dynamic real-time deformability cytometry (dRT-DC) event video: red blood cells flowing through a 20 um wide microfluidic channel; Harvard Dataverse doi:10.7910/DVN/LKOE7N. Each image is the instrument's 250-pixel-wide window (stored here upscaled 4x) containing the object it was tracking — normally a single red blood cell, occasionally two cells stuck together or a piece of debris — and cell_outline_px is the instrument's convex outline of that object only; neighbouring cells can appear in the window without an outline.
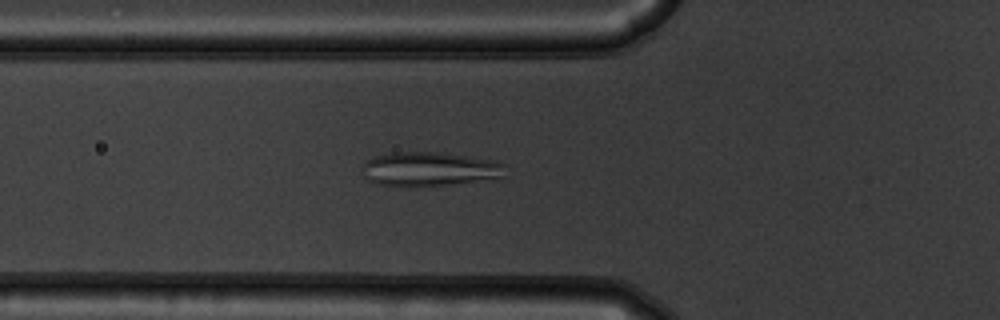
{"species": "common noctule bat (a hibernating species)", "species_latin": "Nyctalus noctula", "temperature_condition": "warm", "stored_images_in_passage": 55, "camera_frame_rate_fps": 3000, "um_per_image_px": 0.085, "animal": {"sex": "male", "body_mass_g": 19.5, "forearm_length_mm": 54.6}, "frame": {"image": 1, "passage_image": 20, "time_ms": 6.333, "image_size_px": [1000, 320], "cell_outline_px": [[504, 180], [416, 188], [400, 188], [376, 184], [368, 180], [360, 172], [364, 164], [368, 160], [376, 156], [400, 152], [436, 152], [496, 160], [504, 164]], "centroid_in_image_um": [36.58, 14.44], "position_along_channel_um": 89.2, "area_um2": 29.77}}
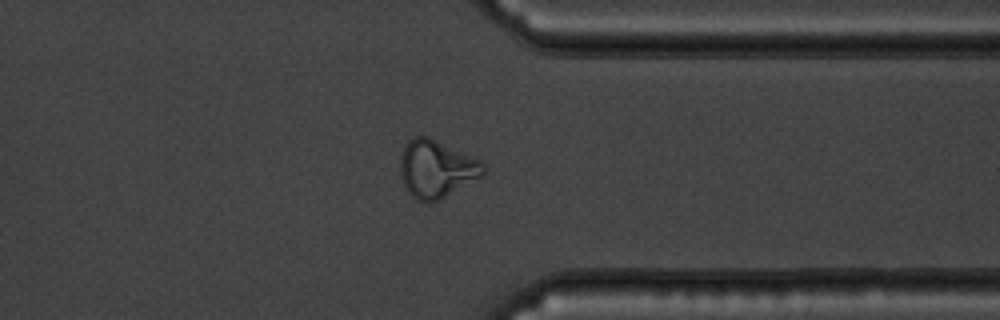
{"frame": {"image": 2, "passage_image": 43, "time_ms": 14.0, "image_size_px": [1000, 320], "cell_outline_px": [[488, 168], [484, 176], [440, 200], [416, 200], [408, 192], [400, 176], [400, 156], [404, 144], [412, 136], [428, 136], [480, 160]], "centroid_in_image_um": [37.11, 14.34], "position_along_channel_um": 374.3, "area_um2": 28.15}}
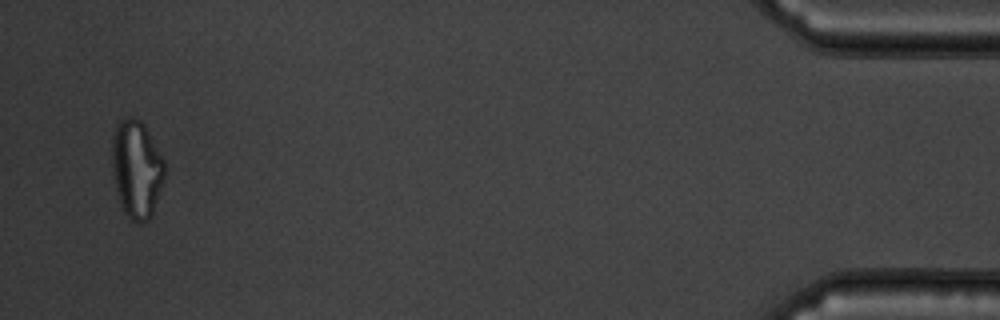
{"frame": {"image": 3, "passage_image": 53, "time_ms": 17.333, "image_size_px": [1000, 320], "cell_outline_px": [[164, 180], [152, 216], [148, 220], [140, 224], [128, 220], [120, 204], [116, 188], [112, 164], [112, 136], [116, 124], [124, 116], [132, 116], [140, 120], [144, 124], [164, 160]], "centroid_in_image_um": [11.6, 14.38], "position_along_channel_um": 423.6, "area_um2": 30.29}}